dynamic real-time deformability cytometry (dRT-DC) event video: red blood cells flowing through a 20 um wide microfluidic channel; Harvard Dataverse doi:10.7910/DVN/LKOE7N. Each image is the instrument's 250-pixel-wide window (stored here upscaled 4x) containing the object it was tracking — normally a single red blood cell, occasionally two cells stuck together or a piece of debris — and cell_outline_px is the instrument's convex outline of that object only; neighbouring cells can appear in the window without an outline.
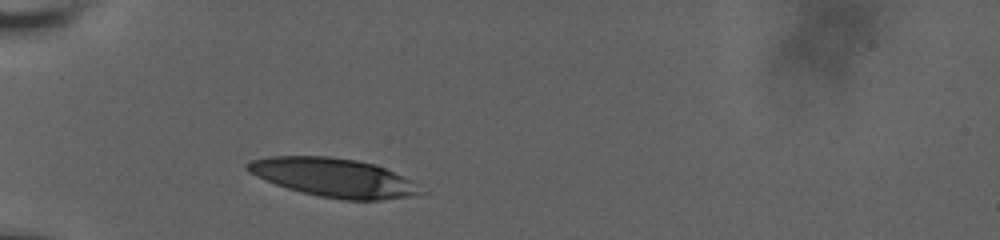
{"species": "human", "species_latin": "Homo sapiens", "temperature_condition": "room temperature", "stored_images_in_passage": 42, "camera_frame_rate_fps": 3000, "um_per_image_px": 0.085, "donor": {"sex": "male"}, "frame": {"image": 1, "passage_image": 1, "time_ms": 0.0, "image_size_px": [1000, 240], "cell_outline_px": [[428, 192], [420, 196], [380, 200], [344, 200], [320, 196], [300, 192], [276, 184], [256, 176], [248, 172], [244, 168], [244, 164], [248, 160], [268, 156], [328, 156], [356, 160], [376, 164], [404, 176], [412, 180]], "centroid_in_image_um": [28.41, 15.1], "position_along_channel_um": 56.6, "area_um2": 39.71}}
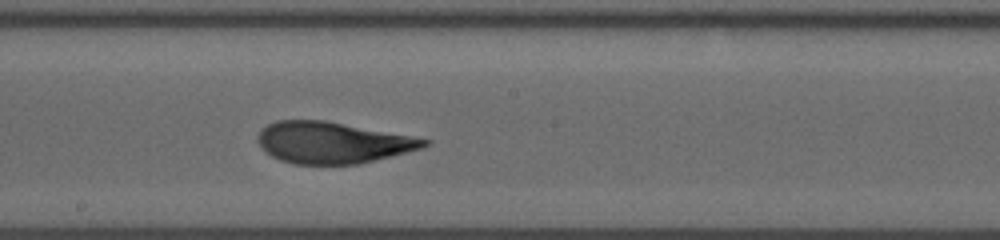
{"frame": {"image": 2, "passage_image": 20, "time_ms": 5.0, "image_size_px": [1000, 240], "cell_outline_px": [[432, 140], [424, 148], [356, 164], [292, 164], [280, 160], [264, 152], [256, 140], [256, 136], [260, 128], [276, 120], [324, 120]], "centroid_in_image_um": [28.19, 12.12], "position_along_channel_um": 220.0, "area_um2": 40.11}}
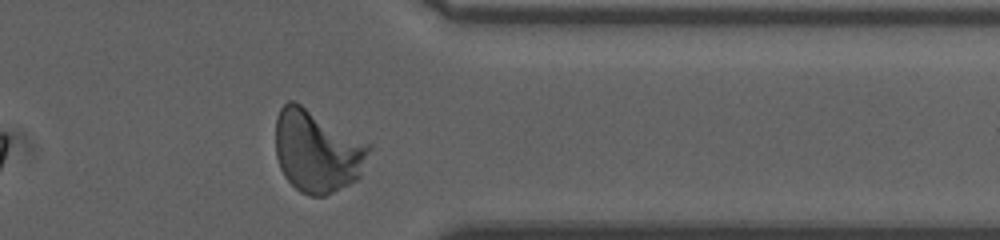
{"frame": {"image": 3, "passage_image": 37, "time_ms": 9.667, "image_size_px": [1000, 240], "cell_outline_px": [[372, 148], [360, 176], [356, 180], [324, 196], [308, 196], [300, 192], [284, 176], [280, 168], [276, 156], [276, 116], [280, 108], [288, 100], [292, 100], [300, 104], [372, 144]], "centroid_in_image_um": [26.96, 12.84], "position_along_channel_um": 384.4, "area_um2": 44.91}, "authors_computed_cell_mechanics": {"area_um2": 40.5467, "velocity_mm_per_s": 3.6383, "shape_relaxation_time_tau1_ms": 6.1003, "shape_relaxation_time_tau2_ms": 1.1152, "deformation_change_tau1": 0.2285, "deformation_change_tau2": 0.0761}}